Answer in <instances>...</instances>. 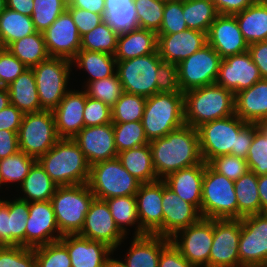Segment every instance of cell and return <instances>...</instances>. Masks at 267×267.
I'll list each match as a JSON object with an SVG mask.
<instances>
[{
    "mask_svg": "<svg viewBox=\"0 0 267 267\" xmlns=\"http://www.w3.org/2000/svg\"><path fill=\"white\" fill-rule=\"evenodd\" d=\"M112 123L111 107L89 96L84 106V127Z\"/></svg>",
    "mask_w": 267,
    "mask_h": 267,
    "instance_id": "obj_55",
    "label": "cell"
},
{
    "mask_svg": "<svg viewBox=\"0 0 267 267\" xmlns=\"http://www.w3.org/2000/svg\"><path fill=\"white\" fill-rule=\"evenodd\" d=\"M122 166L141 183H151L158 179L152 160L149 144L138 146L118 153Z\"/></svg>",
    "mask_w": 267,
    "mask_h": 267,
    "instance_id": "obj_32",
    "label": "cell"
},
{
    "mask_svg": "<svg viewBox=\"0 0 267 267\" xmlns=\"http://www.w3.org/2000/svg\"><path fill=\"white\" fill-rule=\"evenodd\" d=\"M29 218V203L16 197L9 201V245L25 247V229Z\"/></svg>",
    "mask_w": 267,
    "mask_h": 267,
    "instance_id": "obj_46",
    "label": "cell"
},
{
    "mask_svg": "<svg viewBox=\"0 0 267 267\" xmlns=\"http://www.w3.org/2000/svg\"><path fill=\"white\" fill-rule=\"evenodd\" d=\"M234 189L238 204V219L261 213L258 176L253 171L249 170L234 181Z\"/></svg>",
    "mask_w": 267,
    "mask_h": 267,
    "instance_id": "obj_37",
    "label": "cell"
},
{
    "mask_svg": "<svg viewBox=\"0 0 267 267\" xmlns=\"http://www.w3.org/2000/svg\"><path fill=\"white\" fill-rule=\"evenodd\" d=\"M222 58L207 43L177 65L181 92L214 84Z\"/></svg>",
    "mask_w": 267,
    "mask_h": 267,
    "instance_id": "obj_12",
    "label": "cell"
},
{
    "mask_svg": "<svg viewBox=\"0 0 267 267\" xmlns=\"http://www.w3.org/2000/svg\"><path fill=\"white\" fill-rule=\"evenodd\" d=\"M36 161L58 186L88 183L90 165L73 138H60Z\"/></svg>",
    "mask_w": 267,
    "mask_h": 267,
    "instance_id": "obj_3",
    "label": "cell"
},
{
    "mask_svg": "<svg viewBox=\"0 0 267 267\" xmlns=\"http://www.w3.org/2000/svg\"><path fill=\"white\" fill-rule=\"evenodd\" d=\"M0 267H36L34 248L19 245L0 248Z\"/></svg>",
    "mask_w": 267,
    "mask_h": 267,
    "instance_id": "obj_52",
    "label": "cell"
},
{
    "mask_svg": "<svg viewBox=\"0 0 267 267\" xmlns=\"http://www.w3.org/2000/svg\"><path fill=\"white\" fill-rule=\"evenodd\" d=\"M36 267H72L67 248L60 242H52L34 248Z\"/></svg>",
    "mask_w": 267,
    "mask_h": 267,
    "instance_id": "obj_50",
    "label": "cell"
},
{
    "mask_svg": "<svg viewBox=\"0 0 267 267\" xmlns=\"http://www.w3.org/2000/svg\"><path fill=\"white\" fill-rule=\"evenodd\" d=\"M78 235L103 242L114 251L126 236L115 223L106 200L98 198L93 199Z\"/></svg>",
    "mask_w": 267,
    "mask_h": 267,
    "instance_id": "obj_16",
    "label": "cell"
},
{
    "mask_svg": "<svg viewBox=\"0 0 267 267\" xmlns=\"http://www.w3.org/2000/svg\"><path fill=\"white\" fill-rule=\"evenodd\" d=\"M163 62L158 52L117 61L116 73L129 94L150 97L157 93V71Z\"/></svg>",
    "mask_w": 267,
    "mask_h": 267,
    "instance_id": "obj_11",
    "label": "cell"
},
{
    "mask_svg": "<svg viewBox=\"0 0 267 267\" xmlns=\"http://www.w3.org/2000/svg\"><path fill=\"white\" fill-rule=\"evenodd\" d=\"M86 97L85 90H69L52 111L59 138H74L84 128Z\"/></svg>",
    "mask_w": 267,
    "mask_h": 267,
    "instance_id": "obj_25",
    "label": "cell"
},
{
    "mask_svg": "<svg viewBox=\"0 0 267 267\" xmlns=\"http://www.w3.org/2000/svg\"><path fill=\"white\" fill-rule=\"evenodd\" d=\"M72 65L74 63L65 58L49 57L32 67L43 110L53 111L69 91L67 85Z\"/></svg>",
    "mask_w": 267,
    "mask_h": 267,
    "instance_id": "obj_9",
    "label": "cell"
},
{
    "mask_svg": "<svg viewBox=\"0 0 267 267\" xmlns=\"http://www.w3.org/2000/svg\"><path fill=\"white\" fill-rule=\"evenodd\" d=\"M149 145L156 175L161 180L203 161L197 128L192 126L184 125L164 137L149 141Z\"/></svg>",
    "mask_w": 267,
    "mask_h": 267,
    "instance_id": "obj_2",
    "label": "cell"
},
{
    "mask_svg": "<svg viewBox=\"0 0 267 267\" xmlns=\"http://www.w3.org/2000/svg\"><path fill=\"white\" fill-rule=\"evenodd\" d=\"M241 219H213L209 267H243L238 254Z\"/></svg>",
    "mask_w": 267,
    "mask_h": 267,
    "instance_id": "obj_15",
    "label": "cell"
},
{
    "mask_svg": "<svg viewBox=\"0 0 267 267\" xmlns=\"http://www.w3.org/2000/svg\"><path fill=\"white\" fill-rule=\"evenodd\" d=\"M24 114L14 105L9 104L0 111V130L19 131Z\"/></svg>",
    "mask_w": 267,
    "mask_h": 267,
    "instance_id": "obj_60",
    "label": "cell"
},
{
    "mask_svg": "<svg viewBox=\"0 0 267 267\" xmlns=\"http://www.w3.org/2000/svg\"><path fill=\"white\" fill-rule=\"evenodd\" d=\"M183 93L178 84L177 65L162 62L157 71V93Z\"/></svg>",
    "mask_w": 267,
    "mask_h": 267,
    "instance_id": "obj_57",
    "label": "cell"
},
{
    "mask_svg": "<svg viewBox=\"0 0 267 267\" xmlns=\"http://www.w3.org/2000/svg\"><path fill=\"white\" fill-rule=\"evenodd\" d=\"M67 7L81 8L104 16L105 0H68Z\"/></svg>",
    "mask_w": 267,
    "mask_h": 267,
    "instance_id": "obj_65",
    "label": "cell"
},
{
    "mask_svg": "<svg viewBox=\"0 0 267 267\" xmlns=\"http://www.w3.org/2000/svg\"><path fill=\"white\" fill-rule=\"evenodd\" d=\"M135 198L141 230L163 236L162 180L141 183Z\"/></svg>",
    "mask_w": 267,
    "mask_h": 267,
    "instance_id": "obj_20",
    "label": "cell"
},
{
    "mask_svg": "<svg viewBox=\"0 0 267 267\" xmlns=\"http://www.w3.org/2000/svg\"><path fill=\"white\" fill-rule=\"evenodd\" d=\"M254 3L267 4V0H253Z\"/></svg>",
    "mask_w": 267,
    "mask_h": 267,
    "instance_id": "obj_72",
    "label": "cell"
},
{
    "mask_svg": "<svg viewBox=\"0 0 267 267\" xmlns=\"http://www.w3.org/2000/svg\"><path fill=\"white\" fill-rule=\"evenodd\" d=\"M6 49L27 68H32L50 57L41 32H35L32 35L16 40L10 43Z\"/></svg>",
    "mask_w": 267,
    "mask_h": 267,
    "instance_id": "obj_38",
    "label": "cell"
},
{
    "mask_svg": "<svg viewBox=\"0 0 267 267\" xmlns=\"http://www.w3.org/2000/svg\"><path fill=\"white\" fill-rule=\"evenodd\" d=\"M133 237L124 259L126 266L158 267L161 251L170 242V238L156 234Z\"/></svg>",
    "mask_w": 267,
    "mask_h": 267,
    "instance_id": "obj_29",
    "label": "cell"
},
{
    "mask_svg": "<svg viewBox=\"0 0 267 267\" xmlns=\"http://www.w3.org/2000/svg\"><path fill=\"white\" fill-rule=\"evenodd\" d=\"M183 94L185 125L197 128L203 123L235 114V94L217 83Z\"/></svg>",
    "mask_w": 267,
    "mask_h": 267,
    "instance_id": "obj_4",
    "label": "cell"
},
{
    "mask_svg": "<svg viewBox=\"0 0 267 267\" xmlns=\"http://www.w3.org/2000/svg\"><path fill=\"white\" fill-rule=\"evenodd\" d=\"M67 11L71 14L81 37L104 21L103 15L85 9L67 7Z\"/></svg>",
    "mask_w": 267,
    "mask_h": 267,
    "instance_id": "obj_58",
    "label": "cell"
},
{
    "mask_svg": "<svg viewBox=\"0 0 267 267\" xmlns=\"http://www.w3.org/2000/svg\"><path fill=\"white\" fill-rule=\"evenodd\" d=\"M258 192L261 202V213H267V174L258 176Z\"/></svg>",
    "mask_w": 267,
    "mask_h": 267,
    "instance_id": "obj_67",
    "label": "cell"
},
{
    "mask_svg": "<svg viewBox=\"0 0 267 267\" xmlns=\"http://www.w3.org/2000/svg\"><path fill=\"white\" fill-rule=\"evenodd\" d=\"M202 160L209 163L221 155L246 159L254 138V124L246 123L236 114L197 127Z\"/></svg>",
    "mask_w": 267,
    "mask_h": 267,
    "instance_id": "obj_1",
    "label": "cell"
},
{
    "mask_svg": "<svg viewBox=\"0 0 267 267\" xmlns=\"http://www.w3.org/2000/svg\"><path fill=\"white\" fill-rule=\"evenodd\" d=\"M260 79H262L260 71L249 51H246L222 59L215 83L237 94L241 90L250 88Z\"/></svg>",
    "mask_w": 267,
    "mask_h": 267,
    "instance_id": "obj_18",
    "label": "cell"
},
{
    "mask_svg": "<svg viewBox=\"0 0 267 267\" xmlns=\"http://www.w3.org/2000/svg\"><path fill=\"white\" fill-rule=\"evenodd\" d=\"M234 16L249 45L265 41L267 37V4L254 3Z\"/></svg>",
    "mask_w": 267,
    "mask_h": 267,
    "instance_id": "obj_33",
    "label": "cell"
},
{
    "mask_svg": "<svg viewBox=\"0 0 267 267\" xmlns=\"http://www.w3.org/2000/svg\"><path fill=\"white\" fill-rule=\"evenodd\" d=\"M218 15L210 0H183V17L188 29L207 33Z\"/></svg>",
    "mask_w": 267,
    "mask_h": 267,
    "instance_id": "obj_40",
    "label": "cell"
},
{
    "mask_svg": "<svg viewBox=\"0 0 267 267\" xmlns=\"http://www.w3.org/2000/svg\"><path fill=\"white\" fill-rule=\"evenodd\" d=\"M258 126L267 136V120L262 121L261 123L258 124Z\"/></svg>",
    "mask_w": 267,
    "mask_h": 267,
    "instance_id": "obj_70",
    "label": "cell"
},
{
    "mask_svg": "<svg viewBox=\"0 0 267 267\" xmlns=\"http://www.w3.org/2000/svg\"><path fill=\"white\" fill-rule=\"evenodd\" d=\"M141 122L148 141L181 128L185 125L184 94L159 92L147 97Z\"/></svg>",
    "mask_w": 267,
    "mask_h": 267,
    "instance_id": "obj_5",
    "label": "cell"
},
{
    "mask_svg": "<svg viewBox=\"0 0 267 267\" xmlns=\"http://www.w3.org/2000/svg\"><path fill=\"white\" fill-rule=\"evenodd\" d=\"M246 162L249 170L257 176L267 174V136L254 124V138L249 148Z\"/></svg>",
    "mask_w": 267,
    "mask_h": 267,
    "instance_id": "obj_51",
    "label": "cell"
},
{
    "mask_svg": "<svg viewBox=\"0 0 267 267\" xmlns=\"http://www.w3.org/2000/svg\"><path fill=\"white\" fill-rule=\"evenodd\" d=\"M6 8V1L0 0V14L5 10Z\"/></svg>",
    "mask_w": 267,
    "mask_h": 267,
    "instance_id": "obj_71",
    "label": "cell"
},
{
    "mask_svg": "<svg viewBox=\"0 0 267 267\" xmlns=\"http://www.w3.org/2000/svg\"><path fill=\"white\" fill-rule=\"evenodd\" d=\"M32 21L37 32L43 33L67 10L68 0H33Z\"/></svg>",
    "mask_w": 267,
    "mask_h": 267,
    "instance_id": "obj_47",
    "label": "cell"
},
{
    "mask_svg": "<svg viewBox=\"0 0 267 267\" xmlns=\"http://www.w3.org/2000/svg\"><path fill=\"white\" fill-rule=\"evenodd\" d=\"M73 139L79 145L90 166L118 156L112 123L84 127Z\"/></svg>",
    "mask_w": 267,
    "mask_h": 267,
    "instance_id": "obj_21",
    "label": "cell"
},
{
    "mask_svg": "<svg viewBox=\"0 0 267 267\" xmlns=\"http://www.w3.org/2000/svg\"><path fill=\"white\" fill-rule=\"evenodd\" d=\"M37 32L31 16L8 9L0 14V43L7 47L10 43Z\"/></svg>",
    "mask_w": 267,
    "mask_h": 267,
    "instance_id": "obj_39",
    "label": "cell"
},
{
    "mask_svg": "<svg viewBox=\"0 0 267 267\" xmlns=\"http://www.w3.org/2000/svg\"><path fill=\"white\" fill-rule=\"evenodd\" d=\"M7 88L10 95V104L14 105L23 114L43 110L40 106L32 68H28L20 74Z\"/></svg>",
    "mask_w": 267,
    "mask_h": 267,
    "instance_id": "obj_31",
    "label": "cell"
},
{
    "mask_svg": "<svg viewBox=\"0 0 267 267\" xmlns=\"http://www.w3.org/2000/svg\"><path fill=\"white\" fill-rule=\"evenodd\" d=\"M216 172L232 181L238 180L249 171L246 159L234 155H221L208 163Z\"/></svg>",
    "mask_w": 267,
    "mask_h": 267,
    "instance_id": "obj_54",
    "label": "cell"
},
{
    "mask_svg": "<svg viewBox=\"0 0 267 267\" xmlns=\"http://www.w3.org/2000/svg\"><path fill=\"white\" fill-rule=\"evenodd\" d=\"M140 28L158 33L163 21L165 0H134Z\"/></svg>",
    "mask_w": 267,
    "mask_h": 267,
    "instance_id": "obj_49",
    "label": "cell"
},
{
    "mask_svg": "<svg viewBox=\"0 0 267 267\" xmlns=\"http://www.w3.org/2000/svg\"><path fill=\"white\" fill-rule=\"evenodd\" d=\"M118 36L119 35L103 21L93 30L81 37L80 50L104 52L114 56Z\"/></svg>",
    "mask_w": 267,
    "mask_h": 267,
    "instance_id": "obj_42",
    "label": "cell"
},
{
    "mask_svg": "<svg viewBox=\"0 0 267 267\" xmlns=\"http://www.w3.org/2000/svg\"><path fill=\"white\" fill-rule=\"evenodd\" d=\"M3 184V180L1 178V173H0V188H1V185Z\"/></svg>",
    "mask_w": 267,
    "mask_h": 267,
    "instance_id": "obj_74",
    "label": "cell"
},
{
    "mask_svg": "<svg viewBox=\"0 0 267 267\" xmlns=\"http://www.w3.org/2000/svg\"><path fill=\"white\" fill-rule=\"evenodd\" d=\"M157 42V33L142 28L120 34L114 57L116 61H124L158 52Z\"/></svg>",
    "mask_w": 267,
    "mask_h": 267,
    "instance_id": "obj_30",
    "label": "cell"
},
{
    "mask_svg": "<svg viewBox=\"0 0 267 267\" xmlns=\"http://www.w3.org/2000/svg\"><path fill=\"white\" fill-rule=\"evenodd\" d=\"M158 267H199L191 264L170 241L161 251Z\"/></svg>",
    "mask_w": 267,
    "mask_h": 267,
    "instance_id": "obj_59",
    "label": "cell"
},
{
    "mask_svg": "<svg viewBox=\"0 0 267 267\" xmlns=\"http://www.w3.org/2000/svg\"><path fill=\"white\" fill-rule=\"evenodd\" d=\"M235 114L250 124L267 120V79L235 94Z\"/></svg>",
    "mask_w": 267,
    "mask_h": 267,
    "instance_id": "obj_27",
    "label": "cell"
},
{
    "mask_svg": "<svg viewBox=\"0 0 267 267\" xmlns=\"http://www.w3.org/2000/svg\"><path fill=\"white\" fill-rule=\"evenodd\" d=\"M238 254L243 267H267V213L241 218Z\"/></svg>",
    "mask_w": 267,
    "mask_h": 267,
    "instance_id": "obj_13",
    "label": "cell"
},
{
    "mask_svg": "<svg viewBox=\"0 0 267 267\" xmlns=\"http://www.w3.org/2000/svg\"><path fill=\"white\" fill-rule=\"evenodd\" d=\"M35 162L36 159L34 157L22 151L1 159L0 173L3 184L18 182L21 185Z\"/></svg>",
    "mask_w": 267,
    "mask_h": 267,
    "instance_id": "obj_45",
    "label": "cell"
},
{
    "mask_svg": "<svg viewBox=\"0 0 267 267\" xmlns=\"http://www.w3.org/2000/svg\"><path fill=\"white\" fill-rule=\"evenodd\" d=\"M204 170L205 162L202 161L195 166L173 172L162 180L180 198L200 211Z\"/></svg>",
    "mask_w": 267,
    "mask_h": 267,
    "instance_id": "obj_28",
    "label": "cell"
},
{
    "mask_svg": "<svg viewBox=\"0 0 267 267\" xmlns=\"http://www.w3.org/2000/svg\"><path fill=\"white\" fill-rule=\"evenodd\" d=\"M59 139L51 110L24 114L18 131L19 151L25 152L37 160L48 152Z\"/></svg>",
    "mask_w": 267,
    "mask_h": 267,
    "instance_id": "obj_10",
    "label": "cell"
},
{
    "mask_svg": "<svg viewBox=\"0 0 267 267\" xmlns=\"http://www.w3.org/2000/svg\"><path fill=\"white\" fill-rule=\"evenodd\" d=\"M188 29L183 17V0H165L163 21L157 34H173Z\"/></svg>",
    "mask_w": 267,
    "mask_h": 267,
    "instance_id": "obj_53",
    "label": "cell"
},
{
    "mask_svg": "<svg viewBox=\"0 0 267 267\" xmlns=\"http://www.w3.org/2000/svg\"><path fill=\"white\" fill-rule=\"evenodd\" d=\"M27 69L8 49H5L0 56V86L8 87Z\"/></svg>",
    "mask_w": 267,
    "mask_h": 267,
    "instance_id": "obj_56",
    "label": "cell"
},
{
    "mask_svg": "<svg viewBox=\"0 0 267 267\" xmlns=\"http://www.w3.org/2000/svg\"><path fill=\"white\" fill-rule=\"evenodd\" d=\"M103 19L118 35L140 28L134 0H105Z\"/></svg>",
    "mask_w": 267,
    "mask_h": 267,
    "instance_id": "obj_34",
    "label": "cell"
},
{
    "mask_svg": "<svg viewBox=\"0 0 267 267\" xmlns=\"http://www.w3.org/2000/svg\"><path fill=\"white\" fill-rule=\"evenodd\" d=\"M157 35V51L161 59L176 65L207 44V33L192 29Z\"/></svg>",
    "mask_w": 267,
    "mask_h": 267,
    "instance_id": "obj_24",
    "label": "cell"
},
{
    "mask_svg": "<svg viewBox=\"0 0 267 267\" xmlns=\"http://www.w3.org/2000/svg\"><path fill=\"white\" fill-rule=\"evenodd\" d=\"M117 152L149 144L141 121L112 123Z\"/></svg>",
    "mask_w": 267,
    "mask_h": 267,
    "instance_id": "obj_44",
    "label": "cell"
},
{
    "mask_svg": "<svg viewBox=\"0 0 267 267\" xmlns=\"http://www.w3.org/2000/svg\"><path fill=\"white\" fill-rule=\"evenodd\" d=\"M50 57L72 61L81 47V36L71 14L66 10L43 33Z\"/></svg>",
    "mask_w": 267,
    "mask_h": 267,
    "instance_id": "obj_19",
    "label": "cell"
},
{
    "mask_svg": "<svg viewBox=\"0 0 267 267\" xmlns=\"http://www.w3.org/2000/svg\"><path fill=\"white\" fill-rule=\"evenodd\" d=\"M163 236L171 238L177 231L199 221L200 211L168 188L162 180Z\"/></svg>",
    "mask_w": 267,
    "mask_h": 267,
    "instance_id": "obj_23",
    "label": "cell"
},
{
    "mask_svg": "<svg viewBox=\"0 0 267 267\" xmlns=\"http://www.w3.org/2000/svg\"><path fill=\"white\" fill-rule=\"evenodd\" d=\"M84 87L87 96L102 101L111 108L124 93L117 73L107 78L89 82Z\"/></svg>",
    "mask_w": 267,
    "mask_h": 267,
    "instance_id": "obj_48",
    "label": "cell"
},
{
    "mask_svg": "<svg viewBox=\"0 0 267 267\" xmlns=\"http://www.w3.org/2000/svg\"><path fill=\"white\" fill-rule=\"evenodd\" d=\"M58 185L50 178L46 171L36 161L30 168L28 175L20 185L23 197L21 200L30 202L49 201Z\"/></svg>",
    "mask_w": 267,
    "mask_h": 267,
    "instance_id": "obj_35",
    "label": "cell"
},
{
    "mask_svg": "<svg viewBox=\"0 0 267 267\" xmlns=\"http://www.w3.org/2000/svg\"><path fill=\"white\" fill-rule=\"evenodd\" d=\"M170 241L191 264L209 267L210 249L213 243V219L201 218L196 223L177 231Z\"/></svg>",
    "mask_w": 267,
    "mask_h": 267,
    "instance_id": "obj_14",
    "label": "cell"
},
{
    "mask_svg": "<svg viewBox=\"0 0 267 267\" xmlns=\"http://www.w3.org/2000/svg\"><path fill=\"white\" fill-rule=\"evenodd\" d=\"M88 186L95 198L106 200L136 195L141 182L132 176L118 158L90 166Z\"/></svg>",
    "mask_w": 267,
    "mask_h": 267,
    "instance_id": "obj_8",
    "label": "cell"
},
{
    "mask_svg": "<svg viewBox=\"0 0 267 267\" xmlns=\"http://www.w3.org/2000/svg\"><path fill=\"white\" fill-rule=\"evenodd\" d=\"M9 245V200L0 199V248Z\"/></svg>",
    "mask_w": 267,
    "mask_h": 267,
    "instance_id": "obj_64",
    "label": "cell"
},
{
    "mask_svg": "<svg viewBox=\"0 0 267 267\" xmlns=\"http://www.w3.org/2000/svg\"><path fill=\"white\" fill-rule=\"evenodd\" d=\"M248 51L262 78L267 79V43L265 41L252 43Z\"/></svg>",
    "mask_w": 267,
    "mask_h": 267,
    "instance_id": "obj_61",
    "label": "cell"
},
{
    "mask_svg": "<svg viewBox=\"0 0 267 267\" xmlns=\"http://www.w3.org/2000/svg\"><path fill=\"white\" fill-rule=\"evenodd\" d=\"M207 43L223 59L248 51L245 41L234 15H218L207 32Z\"/></svg>",
    "mask_w": 267,
    "mask_h": 267,
    "instance_id": "obj_22",
    "label": "cell"
},
{
    "mask_svg": "<svg viewBox=\"0 0 267 267\" xmlns=\"http://www.w3.org/2000/svg\"><path fill=\"white\" fill-rule=\"evenodd\" d=\"M110 257L111 256L109 255L102 267H127L124 261Z\"/></svg>",
    "mask_w": 267,
    "mask_h": 267,
    "instance_id": "obj_69",
    "label": "cell"
},
{
    "mask_svg": "<svg viewBox=\"0 0 267 267\" xmlns=\"http://www.w3.org/2000/svg\"><path fill=\"white\" fill-rule=\"evenodd\" d=\"M220 15H234L254 4L253 0H213Z\"/></svg>",
    "mask_w": 267,
    "mask_h": 267,
    "instance_id": "obj_63",
    "label": "cell"
},
{
    "mask_svg": "<svg viewBox=\"0 0 267 267\" xmlns=\"http://www.w3.org/2000/svg\"><path fill=\"white\" fill-rule=\"evenodd\" d=\"M18 151V133L9 130H0V160L14 155Z\"/></svg>",
    "mask_w": 267,
    "mask_h": 267,
    "instance_id": "obj_62",
    "label": "cell"
},
{
    "mask_svg": "<svg viewBox=\"0 0 267 267\" xmlns=\"http://www.w3.org/2000/svg\"><path fill=\"white\" fill-rule=\"evenodd\" d=\"M106 202L115 223L125 235H127V226H133L136 223L134 236L145 235L140 228L135 195L113 197L106 199Z\"/></svg>",
    "mask_w": 267,
    "mask_h": 267,
    "instance_id": "obj_41",
    "label": "cell"
},
{
    "mask_svg": "<svg viewBox=\"0 0 267 267\" xmlns=\"http://www.w3.org/2000/svg\"><path fill=\"white\" fill-rule=\"evenodd\" d=\"M94 198L88 184L57 187L50 202L62 235L81 231Z\"/></svg>",
    "mask_w": 267,
    "mask_h": 267,
    "instance_id": "obj_6",
    "label": "cell"
},
{
    "mask_svg": "<svg viewBox=\"0 0 267 267\" xmlns=\"http://www.w3.org/2000/svg\"><path fill=\"white\" fill-rule=\"evenodd\" d=\"M62 237L50 200L30 202L25 229V247L35 248L59 241Z\"/></svg>",
    "mask_w": 267,
    "mask_h": 267,
    "instance_id": "obj_17",
    "label": "cell"
},
{
    "mask_svg": "<svg viewBox=\"0 0 267 267\" xmlns=\"http://www.w3.org/2000/svg\"><path fill=\"white\" fill-rule=\"evenodd\" d=\"M146 97L124 92L111 108L112 123L141 121Z\"/></svg>",
    "mask_w": 267,
    "mask_h": 267,
    "instance_id": "obj_43",
    "label": "cell"
},
{
    "mask_svg": "<svg viewBox=\"0 0 267 267\" xmlns=\"http://www.w3.org/2000/svg\"><path fill=\"white\" fill-rule=\"evenodd\" d=\"M200 213L208 219H238L234 181L205 163Z\"/></svg>",
    "mask_w": 267,
    "mask_h": 267,
    "instance_id": "obj_7",
    "label": "cell"
},
{
    "mask_svg": "<svg viewBox=\"0 0 267 267\" xmlns=\"http://www.w3.org/2000/svg\"><path fill=\"white\" fill-rule=\"evenodd\" d=\"M73 62L77 64L76 67L84 69L90 75L86 85L94 80L115 75L117 70L115 57L104 52L79 50Z\"/></svg>",
    "mask_w": 267,
    "mask_h": 267,
    "instance_id": "obj_36",
    "label": "cell"
},
{
    "mask_svg": "<svg viewBox=\"0 0 267 267\" xmlns=\"http://www.w3.org/2000/svg\"><path fill=\"white\" fill-rule=\"evenodd\" d=\"M6 49L5 46H3L1 43H0V56L2 55V52Z\"/></svg>",
    "mask_w": 267,
    "mask_h": 267,
    "instance_id": "obj_73",
    "label": "cell"
},
{
    "mask_svg": "<svg viewBox=\"0 0 267 267\" xmlns=\"http://www.w3.org/2000/svg\"><path fill=\"white\" fill-rule=\"evenodd\" d=\"M10 104V95L7 87L0 86V111Z\"/></svg>",
    "mask_w": 267,
    "mask_h": 267,
    "instance_id": "obj_68",
    "label": "cell"
},
{
    "mask_svg": "<svg viewBox=\"0 0 267 267\" xmlns=\"http://www.w3.org/2000/svg\"><path fill=\"white\" fill-rule=\"evenodd\" d=\"M6 7L26 16H32L33 0H5Z\"/></svg>",
    "mask_w": 267,
    "mask_h": 267,
    "instance_id": "obj_66",
    "label": "cell"
},
{
    "mask_svg": "<svg viewBox=\"0 0 267 267\" xmlns=\"http://www.w3.org/2000/svg\"><path fill=\"white\" fill-rule=\"evenodd\" d=\"M68 250L72 267H102L114 250L100 241L78 234H66L59 240Z\"/></svg>",
    "mask_w": 267,
    "mask_h": 267,
    "instance_id": "obj_26",
    "label": "cell"
}]
</instances>
